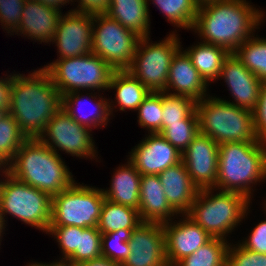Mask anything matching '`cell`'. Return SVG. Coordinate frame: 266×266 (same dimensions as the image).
I'll return each instance as SVG.
<instances>
[{"mask_svg":"<svg viewBox=\"0 0 266 266\" xmlns=\"http://www.w3.org/2000/svg\"><path fill=\"white\" fill-rule=\"evenodd\" d=\"M102 256V233L97 227L82 228L80 234L79 249H77L68 260L75 264H82L86 261Z\"/></svg>","mask_w":266,"mask_h":266,"instance_id":"obj_36","label":"cell"},{"mask_svg":"<svg viewBox=\"0 0 266 266\" xmlns=\"http://www.w3.org/2000/svg\"><path fill=\"white\" fill-rule=\"evenodd\" d=\"M218 156L219 144L200 132L182 153L181 161L199 190L215 188Z\"/></svg>","mask_w":266,"mask_h":266,"instance_id":"obj_13","label":"cell"},{"mask_svg":"<svg viewBox=\"0 0 266 266\" xmlns=\"http://www.w3.org/2000/svg\"><path fill=\"white\" fill-rule=\"evenodd\" d=\"M194 1L198 7H201V6H204L206 4L214 3V2L222 1V0H194Z\"/></svg>","mask_w":266,"mask_h":266,"instance_id":"obj_48","label":"cell"},{"mask_svg":"<svg viewBox=\"0 0 266 266\" xmlns=\"http://www.w3.org/2000/svg\"><path fill=\"white\" fill-rule=\"evenodd\" d=\"M165 197L170 206L178 214H187L199 189L193 184L191 177L181 161L158 174Z\"/></svg>","mask_w":266,"mask_h":266,"instance_id":"obj_22","label":"cell"},{"mask_svg":"<svg viewBox=\"0 0 266 266\" xmlns=\"http://www.w3.org/2000/svg\"><path fill=\"white\" fill-rule=\"evenodd\" d=\"M91 131L74 121L61 107L49 120L39 139L57 154L65 151L71 156L91 160L98 156Z\"/></svg>","mask_w":266,"mask_h":266,"instance_id":"obj_12","label":"cell"},{"mask_svg":"<svg viewBox=\"0 0 266 266\" xmlns=\"http://www.w3.org/2000/svg\"><path fill=\"white\" fill-rule=\"evenodd\" d=\"M196 102L188 96L162 92V126L181 123L196 110Z\"/></svg>","mask_w":266,"mask_h":266,"instance_id":"obj_34","label":"cell"},{"mask_svg":"<svg viewBox=\"0 0 266 266\" xmlns=\"http://www.w3.org/2000/svg\"><path fill=\"white\" fill-rule=\"evenodd\" d=\"M199 132L219 145L226 142H258L253 112L207 95L196 102Z\"/></svg>","mask_w":266,"mask_h":266,"instance_id":"obj_6","label":"cell"},{"mask_svg":"<svg viewBox=\"0 0 266 266\" xmlns=\"http://www.w3.org/2000/svg\"><path fill=\"white\" fill-rule=\"evenodd\" d=\"M133 230L120 229L102 234V256L122 264L130 254L128 242Z\"/></svg>","mask_w":266,"mask_h":266,"instance_id":"obj_37","label":"cell"},{"mask_svg":"<svg viewBox=\"0 0 266 266\" xmlns=\"http://www.w3.org/2000/svg\"><path fill=\"white\" fill-rule=\"evenodd\" d=\"M46 234L52 235L56 242H58L59 248H61L62 259H68L79 249L82 228L77 226L49 227Z\"/></svg>","mask_w":266,"mask_h":266,"instance_id":"obj_38","label":"cell"},{"mask_svg":"<svg viewBox=\"0 0 266 266\" xmlns=\"http://www.w3.org/2000/svg\"><path fill=\"white\" fill-rule=\"evenodd\" d=\"M26 140L17 121L8 113L0 121V161L7 166Z\"/></svg>","mask_w":266,"mask_h":266,"instance_id":"obj_32","label":"cell"},{"mask_svg":"<svg viewBox=\"0 0 266 266\" xmlns=\"http://www.w3.org/2000/svg\"><path fill=\"white\" fill-rule=\"evenodd\" d=\"M62 12L35 0H25L17 35L27 36L40 43H51Z\"/></svg>","mask_w":266,"mask_h":266,"instance_id":"obj_20","label":"cell"},{"mask_svg":"<svg viewBox=\"0 0 266 266\" xmlns=\"http://www.w3.org/2000/svg\"><path fill=\"white\" fill-rule=\"evenodd\" d=\"M266 180V142H226L219 145L216 190L243 194L250 201L253 185ZM252 185V186H251Z\"/></svg>","mask_w":266,"mask_h":266,"instance_id":"obj_4","label":"cell"},{"mask_svg":"<svg viewBox=\"0 0 266 266\" xmlns=\"http://www.w3.org/2000/svg\"><path fill=\"white\" fill-rule=\"evenodd\" d=\"M6 171V166L0 161V173Z\"/></svg>","mask_w":266,"mask_h":266,"instance_id":"obj_51","label":"cell"},{"mask_svg":"<svg viewBox=\"0 0 266 266\" xmlns=\"http://www.w3.org/2000/svg\"><path fill=\"white\" fill-rule=\"evenodd\" d=\"M208 87L209 85L181 47L172 58L165 92L188 96L199 101L209 95L207 94Z\"/></svg>","mask_w":266,"mask_h":266,"instance_id":"obj_19","label":"cell"},{"mask_svg":"<svg viewBox=\"0 0 266 266\" xmlns=\"http://www.w3.org/2000/svg\"><path fill=\"white\" fill-rule=\"evenodd\" d=\"M162 224L165 235L166 260L169 266L196 252L212 237L186 214ZM173 221V222H172ZM176 221V222H175Z\"/></svg>","mask_w":266,"mask_h":266,"instance_id":"obj_17","label":"cell"},{"mask_svg":"<svg viewBox=\"0 0 266 266\" xmlns=\"http://www.w3.org/2000/svg\"><path fill=\"white\" fill-rule=\"evenodd\" d=\"M67 167L60 154L34 138L21 145L6 172L52 197L76 181Z\"/></svg>","mask_w":266,"mask_h":266,"instance_id":"obj_3","label":"cell"},{"mask_svg":"<svg viewBox=\"0 0 266 266\" xmlns=\"http://www.w3.org/2000/svg\"><path fill=\"white\" fill-rule=\"evenodd\" d=\"M5 225H4V222L2 220V217H1V214H0V245H1V242H2V237H3V232L5 231Z\"/></svg>","mask_w":266,"mask_h":266,"instance_id":"obj_49","label":"cell"},{"mask_svg":"<svg viewBox=\"0 0 266 266\" xmlns=\"http://www.w3.org/2000/svg\"><path fill=\"white\" fill-rule=\"evenodd\" d=\"M92 53L115 71L127 70L141 37L107 14L93 15Z\"/></svg>","mask_w":266,"mask_h":266,"instance_id":"obj_11","label":"cell"},{"mask_svg":"<svg viewBox=\"0 0 266 266\" xmlns=\"http://www.w3.org/2000/svg\"><path fill=\"white\" fill-rule=\"evenodd\" d=\"M214 191L215 188L199 190L186 215L211 237L227 240L250 213L252 202L241 193L218 190L214 194Z\"/></svg>","mask_w":266,"mask_h":266,"instance_id":"obj_5","label":"cell"},{"mask_svg":"<svg viewBox=\"0 0 266 266\" xmlns=\"http://www.w3.org/2000/svg\"><path fill=\"white\" fill-rule=\"evenodd\" d=\"M9 109H0V121L9 113Z\"/></svg>","mask_w":266,"mask_h":266,"instance_id":"obj_50","label":"cell"},{"mask_svg":"<svg viewBox=\"0 0 266 266\" xmlns=\"http://www.w3.org/2000/svg\"><path fill=\"white\" fill-rule=\"evenodd\" d=\"M112 175L110 188L102 189L105 199L139 210L141 174L128 160Z\"/></svg>","mask_w":266,"mask_h":266,"instance_id":"obj_24","label":"cell"},{"mask_svg":"<svg viewBox=\"0 0 266 266\" xmlns=\"http://www.w3.org/2000/svg\"><path fill=\"white\" fill-rule=\"evenodd\" d=\"M129 154L128 160L141 175H158L182 160V154L160 133H149Z\"/></svg>","mask_w":266,"mask_h":266,"instance_id":"obj_16","label":"cell"},{"mask_svg":"<svg viewBox=\"0 0 266 266\" xmlns=\"http://www.w3.org/2000/svg\"><path fill=\"white\" fill-rule=\"evenodd\" d=\"M93 15L68 11L59 19L52 38L57 46L58 59L82 56L92 52Z\"/></svg>","mask_w":266,"mask_h":266,"instance_id":"obj_14","label":"cell"},{"mask_svg":"<svg viewBox=\"0 0 266 266\" xmlns=\"http://www.w3.org/2000/svg\"><path fill=\"white\" fill-rule=\"evenodd\" d=\"M25 0H0V25L10 35L19 28Z\"/></svg>","mask_w":266,"mask_h":266,"instance_id":"obj_40","label":"cell"},{"mask_svg":"<svg viewBox=\"0 0 266 266\" xmlns=\"http://www.w3.org/2000/svg\"><path fill=\"white\" fill-rule=\"evenodd\" d=\"M235 245L230 242L228 246L226 266H266V254L248 250L239 243Z\"/></svg>","mask_w":266,"mask_h":266,"instance_id":"obj_39","label":"cell"},{"mask_svg":"<svg viewBox=\"0 0 266 266\" xmlns=\"http://www.w3.org/2000/svg\"><path fill=\"white\" fill-rule=\"evenodd\" d=\"M138 124L148 133H160L162 130V92H150L139 105Z\"/></svg>","mask_w":266,"mask_h":266,"instance_id":"obj_35","label":"cell"},{"mask_svg":"<svg viewBox=\"0 0 266 266\" xmlns=\"http://www.w3.org/2000/svg\"><path fill=\"white\" fill-rule=\"evenodd\" d=\"M83 93L80 91H75L71 93H67L62 96V109L72 117L74 121L77 123L86 126L90 128L91 130L93 127L96 129V127H105L107 126V123L111 119L110 116V110H109V99L103 98V96H100V94L94 92L88 93L86 95H82ZM98 94V95H96ZM89 95V96H88ZM93 95V96H92ZM92 101L94 105V109L86 113L84 111V107L81 106L87 104L86 99H90L88 101ZM85 103V104H84ZM92 107V106H91ZM90 107V108H91ZM80 108V109H79ZM82 108V109H81ZM89 108V109H90ZM78 109V110H77ZM81 111V112H80ZM85 112V114H84ZM82 113V114H81Z\"/></svg>","mask_w":266,"mask_h":266,"instance_id":"obj_23","label":"cell"},{"mask_svg":"<svg viewBox=\"0 0 266 266\" xmlns=\"http://www.w3.org/2000/svg\"><path fill=\"white\" fill-rule=\"evenodd\" d=\"M198 43V44H197ZM196 45L184 50L190 57L193 66L198 70L202 78L209 85L218 81L222 64L229 56V52L217 45L197 42Z\"/></svg>","mask_w":266,"mask_h":266,"instance_id":"obj_27","label":"cell"},{"mask_svg":"<svg viewBox=\"0 0 266 266\" xmlns=\"http://www.w3.org/2000/svg\"><path fill=\"white\" fill-rule=\"evenodd\" d=\"M160 134L181 154L199 134V123L196 110L181 123L162 126Z\"/></svg>","mask_w":266,"mask_h":266,"instance_id":"obj_33","label":"cell"},{"mask_svg":"<svg viewBox=\"0 0 266 266\" xmlns=\"http://www.w3.org/2000/svg\"><path fill=\"white\" fill-rule=\"evenodd\" d=\"M62 106V96L44 68L28 74L13 72L9 114L27 139L39 138Z\"/></svg>","mask_w":266,"mask_h":266,"instance_id":"obj_2","label":"cell"},{"mask_svg":"<svg viewBox=\"0 0 266 266\" xmlns=\"http://www.w3.org/2000/svg\"><path fill=\"white\" fill-rule=\"evenodd\" d=\"M229 241L212 237L196 252L184 257L174 266H226Z\"/></svg>","mask_w":266,"mask_h":266,"instance_id":"obj_30","label":"cell"},{"mask_svg":"<svg viewBox=\"0 0 266 266\" xmlns=\"http://www.w3.org/2000/svg\"><path fill=\"white\" fill-rule=\"evenodd\" d=\"M0 180V214L6 226L5 216L10 214L21 222L48 232L51 223L52 197L25 184L6 171Z\"/></svg>","mask_w":266,"mask_h":266,"instance_id":"obj_7","label":"cell"},{"mask_svg":"<svg viewBox=\"0 0 266 266\" xmlns=\"http://www.w3.org/2000/svg\"><path fill=\"white\" fill-rule=\"evenodd\" d=\"M130 254L122 266H169L162 224L142 222L131 233Z\"/></svg>","mask_w":266,"mask_h":266,"instance_id":"obj_15","label":"cell"},{"mask_svg":"<svg viewBox=\"0 0 266 266\" xmlns=\"http://www.w3.org/2000/svg\"><path fill=\"white\" fill-rule=\"evenodd\" d=\"M149 2L146 0H111L107 15L140 37L150 36Z\"/></svg>","mask_w":266,"mask_h":266,"instance_id":"obj_26","label":"cell"},{"mask_svg":"<svg viewBox=\"0 0 266 266\" xmlns=\"http://www.w3.org/2000/svg\"><path fill=\"white\" fill-rule=\"evenodd\" d=\"M262 10L246 0H222L198 7L193 32L200 41L234 53L264 22Z\"/></svg>","mask_w":266,"mask_h":266,"instance_id":"obj_1","label":"cell"},{"mask_svg":"<svg viewBox=\"0 0 266 266\" xmlns=\"http://www.w3.org/2000/svg\"><path fill=\"white\" fill-rule=\"evenodd\" d=\"M175 32L152 43L150 37H141L132 63L127 71L151 92H164L167 86L172 58L182 47Z\"/></svg>","mask_w":266,"mask_h":266,"instance_id":"obj_10","label":"cell"},{"mask_svg":"<svg viewBox=\"0 0 266 266\" xmlns=\"http://www.w3.org/2000/svg\"><path fill=\"white\" fill-rule=\"evenodd\" d=\"M266 213V209L264 208ZM242 247L253 252L266 254V219L260 221L249 233L248 237L238 242Z\"/></svg>","mask_w":266,"mask_h":266,"instance_id":"obj_41","label":"cell"},{"mask_svg":"<svg viewBox=\"0 0 266 266\" xmlns=\"http://www.w3.org/2000/svg\"><path fill=\"white\" fill-rule=\"evenodd\" d=\"M221 78L234 98V102L225 101L253 112L258 105L262 81L249 71L234 53H230L224 60L218 79Z\"/></svg>","mask_w":266,"mask_h":266,"instance_id":"obj_18","label":"cell"},{"mask_svg":"<svg viewBox=\"0 0 266 266\" xmlns=\"http://www.w3.org/2000/svg\"><path fill=\"white\" fill-rule=\"evenodd\" d=\"M257 36L254 34L244 41L234 54L263 82L266 81V38Z\"/></svg>","mask_w":266,"mask_h":266,"instance_id":"obj_31","label":"cell"},{"mask_svg":"<svg viewBox=\"0 0 266 266\" xmlns=\"http://www.w3.org/2000/svg\"><path fill=\"white\" fill-rule=\"evenodd\" d=\"M109 90L115 89V101L109 100V110L111 117L113 116L114 108L119 107L120 111L134 110L136 111L139 105L151 92L137 78L133 77L127 70L114 71L109 84ZM117 101V102H116ZM114 103V104H112ZM115 103L117 105H115ZM115 105V106H114Z\"/></svg>","mask_w":266,"mask_h":266,"instance_id":"obj_25","label":"cell"},{"mask_svg":"<svg viewBox=\"0 0 266 266\" xmlns=\"http://www.w3.org/2000/svg\"><path fill=\"white\" fill-rule=\"evenodd\" d=\"M104 200L101 188L75 181L64 191L52 196L49 227H97Z\"/></svg>","mask_w":266,"mask_h":266,"instance_id":"obj_9","label":"cell"},{"mask_svg":"<svg viewBox=\"0 0 266 266\" xmlns=\"http://www.w3.org/2000/svg\"><path fill=\"white\" fill-rule=\"evenodd\" d=\"M61 259V260H60ZM56 260L55 262L52 261V263H40V262H31L27 264V266H79L78 264H75L74 262L68 260V259H62Z\"/></svg>","mask_w":266,"mask_h":266,"instance_id":"obj_46","label":"cell"},{"mask_svg":"<svg viewBox=\"0 0 266 266\" xmlns=\"http://www.w3.org/2000/svg\"><path fill=\"white\" fill-rule=\"evenodd\" d=\"M79 266H122L120 263L110 261L109 259L101 256L96 259H92L90 261H86Z\"/></svg>","mask_w":266,"mask_h":266,"instance_id":"obj_45","label":"cell"},{"mask_svg":"<svg viewBox=\"0 0 266 266\" xmlns=\"http://www.w3.org/2000/svg\"><path fill=\"white\" fill-rule=\"evenodd\" d=\"M152 1L159 11L166 16L167 22L174 25L173 27L192 30L198 6L194 0H146Z\"/></svg>","mask_w":266,"mask_h":266,"instance_id":"obj_29","label":"cell"},{"mask_svg":"<svg viewBox=\"0 0 266 266\" xmlns=\"http://www.w3.org/2000/svg\"><path fill=\"white\" fill-rule=\"evenodd\" d=\"M140 223L138 210L105 199L97 229L107 234L120 229L134 230Z\"/></svg>","mask_w":266,"mask_h":266,"instance_id":"obj_28","label":"cell"},{"mask_svg":"<svg viewBox=\"0 0 266 266\" xmlns=\"http://www.w3.org/2000/svg\"><path fill=\"white\" fill-rule=\"evenodd\" d=\"M77 2L78 6L70 11L90 15L106 14L111 4V0H77Z\"/></svg>","mask_w":266,"mask_h":266,"instance_id":"obj_43","label":"cell"},{"mask_svg":"<svg viewBox=\"0 0 266 266\" xmlns=\"http://www.w3.org/2000/svg\"><path fill=\"white\" fill-rule=\"evenodd\" d=\"M61 96L75 92L108 90L115 71L107 62L92 52L55 61L44 65Z\"/></svg>","mask_w":266,"mask_h":266,"instance_id":"obj_8","label":"cell"},{"mask_svg":"<svg viewBox=\"0 0 266 266\" xmlns=\"http://www.w3.org/2000/svg\"><path fill=\"white\" fill-rule=\"evenodd\" d=\"M48 6L49 8H53L59 12H61V7L67 5L66 3L74 2L75 0H35ZM70 1V2H69Z\"/></svg>","mask_w":266,"mask_h":266,"instance_id":"obj_47","label":"cell"},{"mask_svg":"<svg viewBox=\"0 0 266 266\" xmlns=\"http://www.w3.org/2000/svg\"><path fill=\"white\" fill-rule=\"evenodd\" d=\"M253 120L257 138L266 142V81L262 82L258 105L253 111Z\"/></svg>","mask_w":266,"mask_h":266,"instance_id":"obj_42","label":"cell"},{"mask_svg":"<svg viewBox=\"0 0 266 266\" xmlns=\"http://www.w3.org/2000/svg\"><path fill=\"white\" fill-rule=\"evenodd\" d=\"M12 84L13 74L0 78V109H9Z\"/></svg>","mask_w":266,"mask_h":266,"instance_id":"obj_44","label":"cell"},{"mask_svg":"<svg viewBox=\"0 0 266 266\" xmlns=\"http://www.w3.org/2000/svg\"><path fill=\"white\" fill-rule=\"evenodd\" d=\"M138 212L142 222L159 224L170 222L179 216L165 197L158 175L141 176Z\"/></svg>","mask_w":266,"mask_h":266,"instance_id":"obj_21","label":"cell"}]
</instances>
